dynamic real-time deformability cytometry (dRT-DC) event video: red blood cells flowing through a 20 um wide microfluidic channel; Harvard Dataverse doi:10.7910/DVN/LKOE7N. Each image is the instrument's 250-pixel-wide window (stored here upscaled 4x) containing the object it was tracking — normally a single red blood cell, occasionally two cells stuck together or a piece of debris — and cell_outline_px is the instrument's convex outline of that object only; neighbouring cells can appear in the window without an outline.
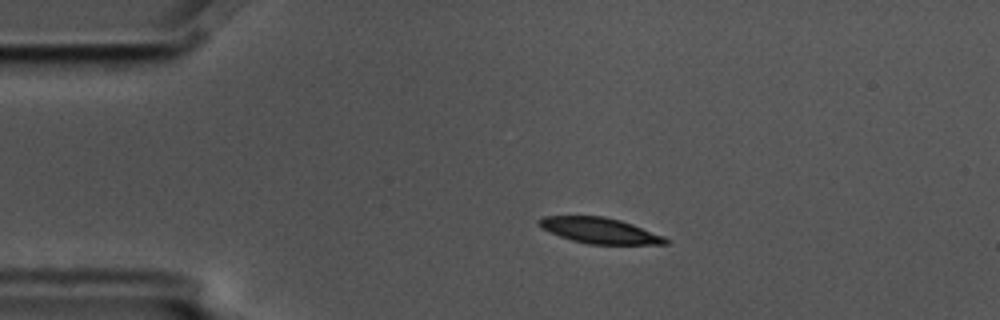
{"species": "common noctule bat (a hibernating species)", "species_latin": "Nyctalus noctula", "temperature_condition": "cold", "stored_images_in_passage": 3, "camera_frame_rate_fps": 3000, "um_per_image_px": 0.085, "animal": {"sex": "male", "body_mass_g": 17.5, "forearm_length_mm": 52.3}, "frame": {"image": 1, "passage_image": 2, "time_ms": 0.333, "image_size_px": [1000, 320], "cell_outline_px": [[668, 244], [588, 244], [572, 240], [548, 232], [540, 228], [536, 224], [536, 220], [544, 216], [604, 216], [620, 220], [632, 224], [664, 236], [668, 240]], "centroid_in_image_um": [50.91, 19.59], "position_along_channel_um": 34.1, "area_um2": 19.02}}